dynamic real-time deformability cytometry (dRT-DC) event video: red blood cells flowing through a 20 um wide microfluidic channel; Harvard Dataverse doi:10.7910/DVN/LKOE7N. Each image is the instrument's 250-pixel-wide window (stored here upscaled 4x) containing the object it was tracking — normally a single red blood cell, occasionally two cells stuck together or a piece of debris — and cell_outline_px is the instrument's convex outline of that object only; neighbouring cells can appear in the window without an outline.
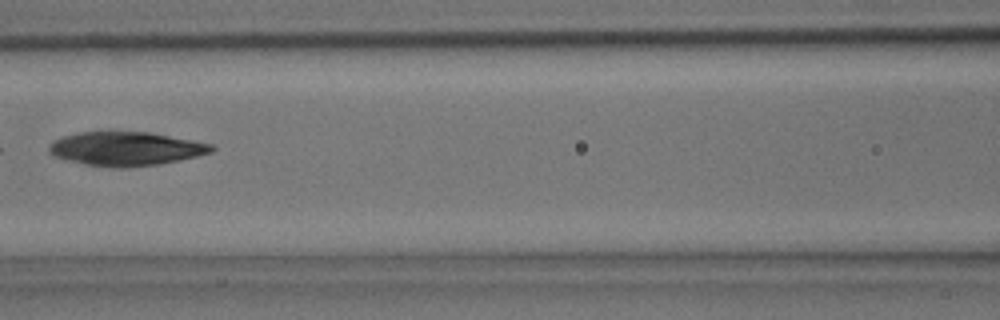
{"species": "common noctule bat (a hibernating species)", "species_latin": "Nyctalus noctula", "temperature_condition": "room temperature", "stored_images_in_passage": 4, "camera_frame_rate_fps": 3000, "um_per_image_px": 0.085, "animal": {"sex": "male", "body_mass_g": 15.6}, "frame": {"image": 1, "passage_image": 4, "time_ms": 1.0, "image_size_px": [1000, 320], "cell_outline_px": [[216, 148], [212, 152], [180, 160], [160, 164], [124, 168], [108, 168], [84, 164], [52, 156], [48, 152], [48, 144], [52, 140], [64, 136], [80, 132], [152, 132], [212, 144]], "centroid_in_image_um": [10.67, 12.65], "position_along_channel_um": 155.9, "area_um2": 32.37}}